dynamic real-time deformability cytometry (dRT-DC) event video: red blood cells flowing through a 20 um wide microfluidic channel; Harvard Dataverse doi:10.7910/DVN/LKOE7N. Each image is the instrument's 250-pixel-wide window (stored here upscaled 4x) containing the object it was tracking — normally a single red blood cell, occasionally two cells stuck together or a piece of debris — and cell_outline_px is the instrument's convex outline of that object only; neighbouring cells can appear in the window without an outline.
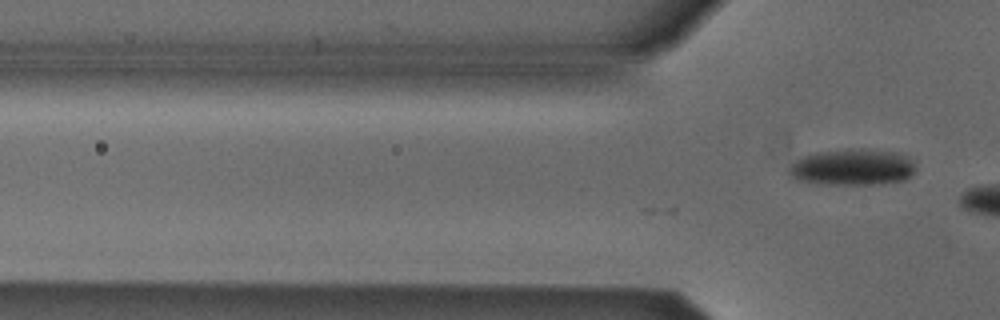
{"species": "Egyptian fruit bat (a non-hibernating species)", "species_latin": "Rousettus aegyptiacus", "temperature_condition": "cold", "stored_images_in_passage": 8, "camera_frame_rate_fps": 3000, "um_per_image_px": 0.085, "animal": {"sex": "male"}, "frame": {"image": 1, "passage_image": 8, "time_ms": 2.333, "image_size_px": [1000, 320], "cell_outline_px": [[916, 168], [904, 180], [880, 184], [816, 184], [796, 180], [788, 172], [788, 168], [796, 160], [804, 156], [816, 152], [848, 148], [860, 148], [892, 152], [908, 156], [912, 160]], "centroid_in_image_um": [72.43, 14.21], "position_along_channel_um": 53.4, "area_um2": 26.93}}